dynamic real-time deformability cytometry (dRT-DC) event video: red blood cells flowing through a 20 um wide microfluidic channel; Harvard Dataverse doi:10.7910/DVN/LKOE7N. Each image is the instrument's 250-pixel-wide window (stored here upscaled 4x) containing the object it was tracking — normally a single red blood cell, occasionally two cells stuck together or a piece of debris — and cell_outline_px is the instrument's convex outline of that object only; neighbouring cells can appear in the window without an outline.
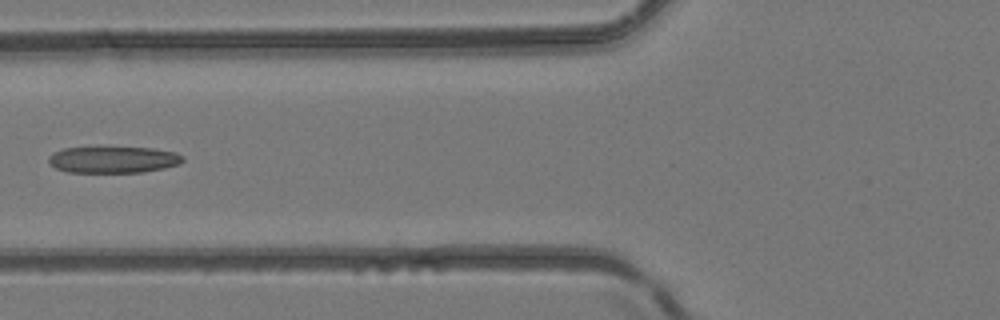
{"species": "common noctule bat (a hibernating species)", "species_latin": "Nyctalus noctula", "temperature_condition": "room temperature", "stored_images_in_passage": 6, "camera_frame_rate_fps": 3000, "um_per_image_px": 0.085, "animal": {"sex": "female", "body_mass_g": 24.6, "forearm_length_mm": 56.2}, "frame": {"image": 1, "passage_image": 6, "time_ms": 1.667, "image_size_px": [1000, 320], "cell_outline_px": [[184, 160], [180, 164], [164, 168], [144, 172], [68, 172], [56, 168], [48, 160], [48, 156], [64, 148], [152, 148], [176, 152], [184, 156]], "centroid_in_image_um": [9.68, 13.58], "position_along_channel_um": 116.1, "area_um2": 20.52}}